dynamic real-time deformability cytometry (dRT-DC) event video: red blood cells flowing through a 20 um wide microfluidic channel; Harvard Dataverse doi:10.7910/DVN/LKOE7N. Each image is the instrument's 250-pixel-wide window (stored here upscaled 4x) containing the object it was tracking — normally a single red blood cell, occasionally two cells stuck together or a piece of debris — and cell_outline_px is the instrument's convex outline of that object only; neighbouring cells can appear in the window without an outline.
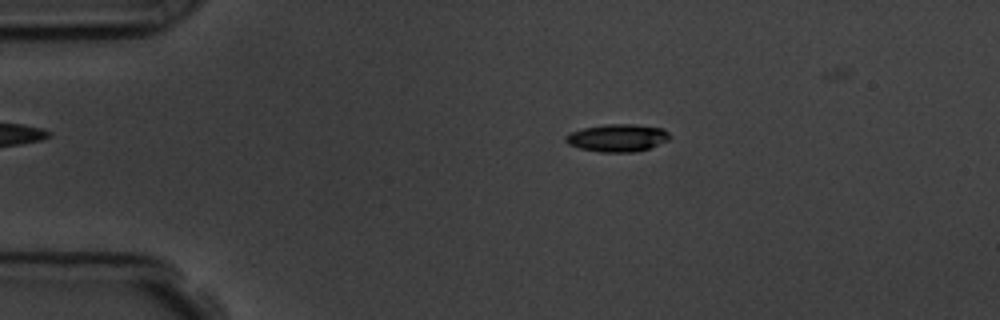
{"species": "common noctule bat (a hibernating species)", "species_latin": "Nyctalus noctula", "temperature_condition": "room temperature", "stored_images_in_passage": 52, "camera_frame_rate_fps": 3000, "um_per_image_px": 0.085, "animal": {"sex": "male", "body_mass_g": 19.5, "forearm_length_mm": 54.6}, "frame": {"image": 1, "passage_image": 11, "time_ms": 3.333, "image_size_px": [1000, 320], "cell_outline_px": [[672, 136], [668, 140], [648, 148], [636, 152], [600, 152], [580, 148], [568, 144], [564, 140], [564, 136], [572, 132], [584, 128], [604, 124], [636, 124], [664, 128]], "centroid_in_image_um": [52.5, 11.71], "position_along_channel_um": 32.5, "area_um2": 16.76}}
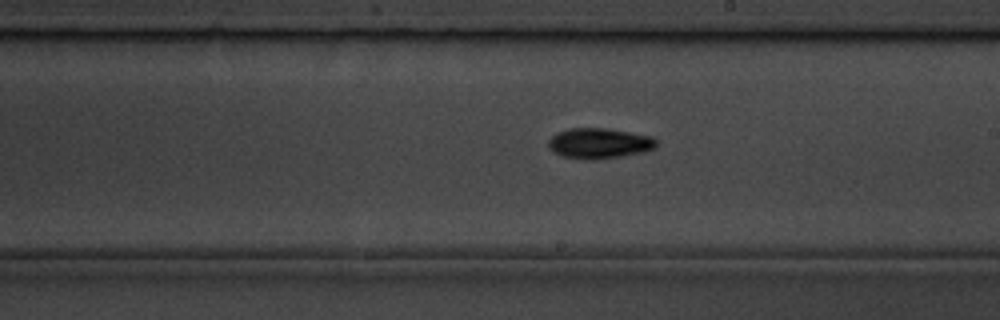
{"frame": {"image": 2, "passage_image": 32, "time_ms": 10.333, "image_size_px": [1000, 320], "cell_outline_px": [[656, 148], [644, 152], [596, 160], [588, 160], [564, 156], [552, 152], [548, 148], [548, 140], [556, 132], [568, 128], [604, 128], [652, 136], [656, 140]], "centroid_in_image_um": [50.9, 12.18], "position_along_channel_um": 238.1, "area_um2": 19.25}}
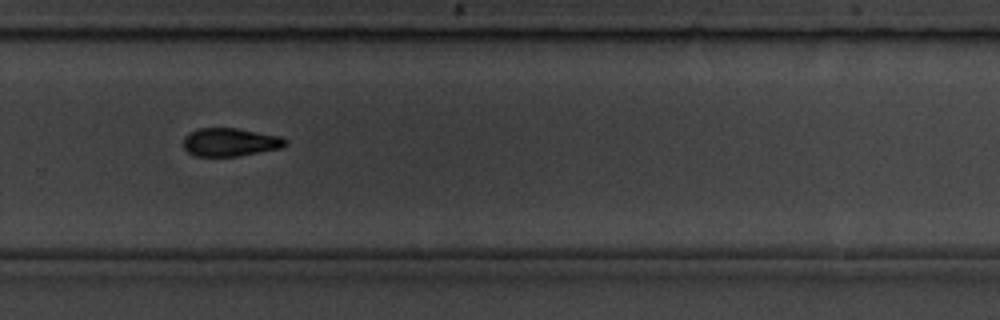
{"frame": {"image": 3, "passage_image": 38, "time_ms": 12.333, "image_size_px": [1000, 320], "cell_outline_px": [[288, 144], [284, 148], [236, 156], [196, 156], [188, 152], [184, 148], [184, 136], [188, 132], [200, 128], [236, 128], [280, 136], [288, 140]], "centroid_in_image_um": [19.59, 12.08], "position_along_channel_um": 310.2, "area_um2": 16.88}}